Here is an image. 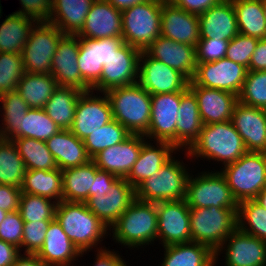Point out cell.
<instances>
[{"instance_id": "1", "label": "cell", "mask_w": 266, "mask_h": 266, "mask_svg": "<svg viewBox=\"0 0 266 266\" xmlns=\"http://www.w3.org/2000/svg\"><path fill=\"white\" fill-rule=\"evenodd\" d=\"M55 219L79 249L81 257L93 251V248H106L102 247L101 242L110 235V229L87 208L85 202L62 200L57 203Z\"/></svg>"}, {"instance_id": "2", "label": "cell", "mask_w": 266, "mask_h": 266, "mask_svg": "<svg viewBox=\"0 0 266 266\" xmlns=\"http://www.w3.org/2000/svg\"><path fill=\"white\" fill-rule=\"evenodd\" d=\"M184 152L187 160L207 159L209 162L210 160L220 162L223 167L237 161L247 150L242 137L230 120L203 125L198 139Z\"/></svg>"}, {"instance_id": "3", "label": "cell", "mask_w": 266, "mask_h": 266, "mask_svg": "<svg viewBox=\"0 0 266 266\" xmlns=\"http://www.w3.org/2000/svg\"><path fill=\"white\" fill-rule=\"evenodd\" d=\"M157 220L156 203L135 199L110 228L109 237L125 248H144L157 241Z\"/></svg>"}, {"instance_id": "4", "label": "cell", "mask_w": 266, "mask_h": 266, "mask_svg": "<svg viewBox=\"0 0 266 266\" xmlns=\"http://www.w3.org/2000/svg\"><path fill=\"white\" fill-rule=\"evenodd\" d=\"M112 107V116L131 134L144 135L151 118V95L138 83L114 87L105 92Z\"/></svg>"}, {"instance_id": "5", "label": "cell", "mask_w": 266, "mask_h": 266, "mask_svg": "<svg viewBox=\"0 0 266 266\" xmlns=\"http://www.w3.org/2000/svg\"><path fill=\"white\" fill-rule=\"evenodd\" d=\"M220 172L238 204L253 200L266 187V153L247 151Z\"/></svg>"}, {"instance_id": "6", "label": "cell", "mask_w": 266, "mask_h": 266, "mask_svg": "<svg viewBox=\"0 0 266 266\" xmlns=\"http://www.w3.org/2000/svg\"><path fill=\"white\" fill-rule=\"evenodd\" d=\"M238 208H190L192 242L208 246L215 252L237 229Z\"/></svg>"}, {"instance_id": "7", "label": "cell", "mask_w": 266, "mask_h": 266, "mask_svg": "<svg viewBox=\"0 0 266 266\" xmlns=\"http://www.w3.org/2000/svg\"><path fill=\"white\" fill-rule=\"evenodd\" d=\"M175 157L174 155L158 172L135 189L136 199L158 203L186 198L187 181L190 176L188 171L190 170L188 164L186 166L183 160L175 159Z\"/></svg>"}, {"instance_id": "8", "label": "cell", "mask_w": 266, "mask_h": 266, "mask_svg": "<svg viewBox=\"0 0 266 266\" xmlns=\"http://www.w3.org/2000/svg\"><path fill=\"white\" fill-rule=\"evenodd\" d=\"M162 0H147L122 11V38L145 51L161 36Z\"/></svg>"}, {"instance_id": "9", "label": "cell", "mask_w": 266, "mask_h": 266, "mask_svg": "<svg viewBox=\"0 0 266 266\" xmlns=\"http://www.w3.org/2000/svg\"><path fill=\"white\" fill-rule=\"evenodd\" d=\"M189 208H238L224 175L220 171L192 173L187 181L186 198Z\"/></svg>"}, {"instance_id": "10", "label": "cell", "mask_w": 266, "mask_h": 266, "mask_svg": "<svg viewBox=\"0 0 266 266\" xmlns=\"http://www.w3.org/2000/svg\"><path fill=\"white\" fill-rule=\"evenodd\" d=\"M64 35L55 25L38 22L21 53L25 72L51 74L52 59Z\"/></svg>"}, {"instance_id": "11", "label": "cell", "mask_w": 266, "mask_h": 266, "mask_svg": "<svg viewBox=\"0 0 266 266\" xmlns=\"http://www.w3.org/2000/svg\"><path fill=\"white\" fill-rule=\"evenodd\" d=\"M247 68L227 58L197 63L189 85L213 88L239 95L246 79Z\"/></svg>"}, {"instance_id": "12", "label": "cell", "mask_w": 266, "mask_h": 266, "mask_svg": "<svg viewBox=\"0 0 266 266\" xmlns=\"http://www.w3.org/2000/svg\"><path fill=\"white\" fill-rule=\"evenodd\" d=\"M156 211L159 244L168 246L192 242L190 208L185 199L158 202Z\"/></svg>"}, {"instance_id": "13", "label": "cell", "mask_w": 266, "mask_h": 266, "mask_svg": "<svg viewBox=\"0 0 266 266\" xmlns=\"http://www.w3.org/2000/svg\"><path fill=\"white\" fill-rule=\"evenodd\" d=\"M124 43L123 38H79L78 67L82 80L91 90L100 81L103 65Z\"/></svg>"}, {"instance_id": "14", "label": "cell", "mask_w": 266, "mask_h": 266, "mask_svg": "<svg viewBox=\"0 0 266 266\" xmlns=\"http://www.w3.org/2000/svg\"><path fill=\"white\" fill-rule=\"evenodd\" d=\"M111 120H113L112 107L107 94L96 92L95 95L93 90H89L81 93L73 124L69 130L83 141Z\"/></svg>"}, {"instance_id": "15", "label": "cell", "mask_w": 266, "mask_h": 266, "mask_svg": "<svg viewBox=\"0 0 266 266\" xmlns=\"http://www.w3.org/2000/svg\"><path fill=\"white\" fill-rule=\"evenodd\" d=\"M150 95L183 92L189 80L179 71L149 56L145 51L139 58L138 82Z\"/></svg>"}, {"instance_id": "16", "label": "cell", "mask_w": 266, "mask_h": 266, "mask_svg": "<svg viewBox=\"0 0 266 266\" xmlns=\"http://www.w3.org/2000/svg\"><path fill=\"white\" fill-rule=\"evenodd\" d=\"M214 253L216 266L223 253L225 266H266V242L238 228Z\"/></svg>"}, {"instance_id": "17", "label": "cell", "mask_w": 266, "mask_h": 266, "mask_svg": "<svg viewBox=\"0 0 266 266\" xmlns=\"http://www.w3.org/2000/svg\"><path fill=\"white\" fill-rule=\"evenodd\" d=\"M181 92L151 95V118L144 136L151 141H165L176 148V123Z\"/></svg>"}, {"instance_id": "18", "label": "cell", "mask_w": 266, "mask_h": 266, "mask_svg": "<svg viewBox=\"0 0 266 266\" xmlns=\"http://www.w3.org/2000/svg\"><path fill=\"white\" fill-rule=\"evenodd\" d=\"M139 49L124 43L103 65L99 83L92 89L106 92L114 87H122L138 82Z\"/></svg>"}, {"instance_id": "19", "label": "cell", "mask_w": 266, "mask_h": 266, "mask_svg": "<svg viewBox=\"0 0 266 266\" xmlns=\"http://www.w3.org/2000/svg\"><path fill=\"white\" fill-rule=\"evenodd\" d=\"M135 199V188L125 178H117L107 194L88 197L85 204L110 229Z\"/></svg>"}, {"instance_id": "20", "label": "cell", "mask_w": 266, "mask_h": 266, "mask_svg": "<svg viewBox=\"0 0 266 266\" xmlns=\"http://www.w3.org/2000/svg\"><path fill=\"white\" fill-rule=\"evenodd\" d=\"M79 37L65 34L59 41L51 64V74L60 87H72L82 92L91 90L82 80L78 67Z\"/></svg>"}, {"instance_id": "21", "label": "cell", "mask_w": 266, "mask_h": 266, "mask_svg": "<svg viewBox=\"0 0 266 266\" xmlns=\"http://www.w3.org/2000/svg\"><path fill=\"white\" fill-rule=\"evenodd\" d=\"M146 140L144 135L131 134L126 140L101 150L92 160L98 169L112 173L118 178H126Z\"/></svg>"}, {"instance_id": "22", "label": "cell", "mask_w": 266, "mask_h": 266, "mask_svg": "<svg viewBox=\"0 0 266 266\" xmlns=\"http://www.w3.org/2000/svg\"><path fill=\"white\" fill-rule=\"evenodd\" d=\"M249 152L266 153V110L237 102L231 119Z\"/></svg>"}, {"instance_id": "23", "label": "cell", "mask_w": 266, "mask_h": 266, "mask_svg": "<svg viewBox=\"0 0 266 266\" xmlns=\"http://www.w3.org/2000/svg\"><path fill=\"white\" fill-rule=\"evenodd\" d=\"M161 36L196 47L200 40L198 15L162 0Z\"/></svg>"}, {"instance_id": "24", "label": "cell", "mask_w": 266, "mask_h": 266, "mask_svg": "<svg viewBox=\"0 0 266 266\" xmlns=\"http://www.w3.org/2000/svg\"><path fill=\"white\" fill-rule=\"evenodd\" d=\"M145 52L182 73L189 81L196 71V47L159 36Z\"/></svg>"}, {"instance_id": "25", "label": "cell", "mask_w": 266, "mask_h": 266, "mask_svg": "<svg viewBox=\"0 0 266 266\" xmlns=\"http://www.w3.org/2000/svg\"><path fill=\"white\" fill-rule=\"evenodd\" d=\"M198 102V109L203 125L223 123L232 119L238 96L227 91L188 85Z\"/></svg>"}, {"instance_id": "26", "label": "cell", "mask_w": 266, "mask_h": 266, "mask_svg": "<svg viewBox=\"0 0 266 266\" xmlns=\"http://www.w3.org/2000/svg\"><path fill=\"white\" fill-rule=\"evenodd\" d=\"M77 36L93 39L122 38V11L106 0H95Z\"/></svg>"}, {"instance_id": "27", "label": "cell", "mask_w": 266, "mask_h": 266, "mask_svg": "<svg viewBox=\"0 0 266 266\" xmlns=\"http://www.w3.org/2000/svg\"><path fill=\"white\" fill-rule=\"evenodd\" d=\"M177 151L178 150L169 142H151V140L147 139L142 144L138 159L125 179L136 189L147 178H150L155 172H158L174 154H178Z\"/></svg>"}, {"instance_id": "28", "label": "cell", "mask_w": 266, "mask_h": 266, "mask_svg": "<svg viewBox=\"0 0 266 266\" xmlns=\"http://www.w3.org/2000/svg\"><path fill=\"white\" fill-rule=\"evenodd\" d=\"M200 39L232 40L238 33V25L232 0H221L198 15Z\"/></svg>"}, {"instance_id": "29", "label": "cell", "mask_w": 266, "mask_h": 266, "mask_svg": "<svg viewBox=\"0 0 266 266\" xmlns=\"http://www.w3.org/2000/svg\"><path fill=\"white\" fill-rule=\"evenodd\" d=\"M48 266H77L81 252L72 243L56 219L50 222L43 246L36 254Z\"/></svg>"}, {"instance_id": "30", "label": "cell", "mask_w": 266, "mask_h": 266, "mask_svg": "<svg viewBox=\"0 0 266 266\" xmlns=\"http://www.w3.org/2000/svg\"><path fill=\"white\" fill-rule=\"evenodd\" d=\"M177 118L176 149L183 152L198 139L203 127L196 96L189 88L181 92Z\"/></svg>"}, {"instance_id": "31", "label": "cell", "mask_w": 266, "mask_h": 266, "mask_svg": "<svg viewBox=\"0 0 266 266\" xmlns=\"http://www.w3.org/2000/svg\"><path fill=\"white\" fill-rule=\"evenodd\" d=\"M46 145L61 171L84 165L92 160L84 142L70 130H60L46 141Z\"/></svg>"}, {"instance_id": "32", "label": "cell", "mask_w": 266, "mask_h": 266, "mask_svg": "<svg viewBox=\"0 0 266 266\" xmlns=\"http://www.w3.org/2000/svg\"><path fill=\"white\" fill-rule=\"evenodd\" d=\"M95 0H53L49 23L64 34L77 35Z\"/></svg>"}, {"instance_id": "33", "label": "cell", "mask_w": 266, "mask_h": 266, "mask_svg": "<svg viewBox=\"0 0 266 266\" xmlns=\"http://www.w3.org/2000/svg\"><path fill=\"white\" fill-rule=\"evenodd\" d=\"M164 257L158 266H214L215 253L206 245L188 242L163 246Z\"/></svg>"}, {"instance_id": "34", "label": "cell", "mask_w": 266, "mask_h": 266, "mask_svg": "<svg viewBox=\"0 0 266 266\" xmlns=\"http://www.w3.org/2000/svg\"><path fill=\"white\" fill-rule=\"evenodd\" d=\"M21 192L46 197L54 202L63 200L62 171L54 170H26Z\"/></svg>"}, {"instance_id": "35", "label": "cell", "mask_w": 266, "mask_h": 266, "mask_svg": "<svg viewBox=\"0 0 266 266\" xmlns=\"http://www.w3.org/2000/svg\"><path fill=\"white\" fill-rule=\"evenodd\" d=\"M38 22L21 14L11 13L0 24V52L21 54Z\"/></svg>"}, {"instance_id": "36", "label": "cell", "mask_w": 266, "mask_h": 266, "mask_svg": "<svg viewBox=\"0 0 266 266\" xmlns=\"http://www.w3.org/2000/svg\"><path fill=\"white\" fill-rule=\"evenodd\" d=\"M98 170L95 162L65 169L62 171L63 200L69 202H85L90 197L95 174Z\"/></svg>"}, {"instance_id": "37", "label": "cell", "mask_w": 266, "mask_h": 266, "mask_svg": "<svg viewBox=\"0 0 266 266\" xmlns=\"http://www.w3.org/2000/svg\"><path fill=\"white\" fill-rule=\"evenodd\" d=\"M58 87L52 74L25 72L16 91L26 101L29 108L44 109L46 102Z\"/></svg>"}, {"instance_id": "38", "label": "cell", "mask_w": 266, "mask_h": 266, "mask_svg": "<svg viewBox=\"0 0 266 266\" xmlns=\"http://www.w3.org/2000/svg\"><path fill=\"white\" fill-rule=\"evenodd\" d=\"M82 91L72 87H58L49 100L44 110L61 130L72 127L75 109Z\"/></svg>"}, {"instance_id": "39", "label": "cell", "mask_w": 266, "mask_h": 266, "mask_svg": "<svg viewBox=\"0 0 266 266\" xmlns=\"http://www.w3.org/2000/svg\"><path fill=\"white\" fill-rule=\"evenodd\" d=\"M0 104V138H21V121L30 109L28 104L16 90L0 95Z\"/></svg>"}, {"instance_id": "40", "label": "cell", "mask_w": 266, "mask_h": 266, "mask_svg": "<svg viewBox=\"0 0 266 266\" xmlns=\"http://www.w3.org/2000/svg\"><path fill=\"white\" fill-rule=\"evenodd\" d=\"M239 33L257 39L266 38L263 0H232Z\"/></svg>"}, {"instance_id": "41", "label": "cell", "mask_w": 266, "mask_h": 266, "mask_svg": "<svg viewBox=\"0 0 266 266\" xmlns=\"http://www.w3.org/2000/svg\"><path fill=\"white\" fill-rule=\"evenodd\" d=\"M26 167L13 140L0 138V185L21 188Z\"/></svg>"}, {"instance_id": "42", "label": "cell", "mask_w": 266, "mask_h": 266, "mask_svg": "<svg viewBox=\"0 0 266 266\" xmlns=\"http://www.w3.org/2000/svg\"><path fill=\"white\" fill-rule=\"evenodd\" d=\"M18 153L24 160L26 170H54L58 168L46 142L33 138H14Z\"/></svg>"}, {"instance_id": "43", "label": "cell", "mask_w": 266, "mask_h": 266, "mask_svg": "<svg viewBox=\"0 0 266 266\" xmlns=\"http://www.w3.org/2000/svg\"><path fill=\"white\" fill-rule=\"evenodd\" d=\"M237 228L266 242V209L253 200L238 204Z\"/></svg>"}, {"instance_id": "44", "label": "cell", "mask_w": 266, "mask_h": 266, "mask_svg": "<svg viewBox=\"0 0 266 266\" xmlns=\"http://www.w3.org/2000/svg\"><path fill=\"white\" fill-rule=\"evenodd\" d=\"M131 133L117 120H111L106 125L92 132L83 140L88 155L93 158L101 150L114 146L126 140Z\"/></svg>"}, {"instance_id": "45", "label": "cell", "mask_w": 266, "mask_h": 266, "mask_svg": "<svg viewBox=\"0 0 266 266\" xmlns=\"http://www.w3.org/2000/svg\"><path fill=\"white\" fill-rule=\"evenodd\" d=\"M60 130L44 109L30 108L21 121V138H33L46 142Z\"/></svg>"}, {"instance_id": "46", "label": "cell", "mask_w": 266, "mask_h": 266, "mask_svg": "<svg viewBox=\"0 0 266 266\" xmlns=\"http://www.w3.org/2000/svg\"><path fill=\"white\" fill-rule=\"evenodd\" d=\"M57 202L28 193H21L19 212L24 222L54 220Z\"/></svg>"}, {"instance_id": "47", "label": "cell", "mask_w": 266, "mask_h": 266, "mask_svg": "<svg viewBox=\"0 0 266 266\" xmlns=\"http://www.w3.org/2000/svg\"><path fill=\"white\" fill-rule=\"evenodd\" d=\"M238 101L266 110V71H247Z\"/></svg>"}, {"instance_id": "48", "label": "cell", "mask_w": 266, "mask_h": 266, "mask_svg": "<svg viewBox=\"0 0 266 266\" xmlns=\"http://www.w3.org/2000/svg\"><path fill=\"white\" fill-rule=\"evenodd\" d=\"M24 73L21 54L0 52V95L15 91Z\"/></svg>"}, {"instance_id": "49", "label": "cell", "mask_w": 266, "mask_h": 266, "mask_svg": "<svg viewBox=\"0 0 266 266\" xmlns=\"http://www.w3.org/2000/svg\"><path fill=\"white\" fill-rule=\"evenodd\" d=\"M257 38L238 33L229 41L225 58L243 65L247 69L253 52L258 43Z\"/></svg>"}, {"instance_id": "50", "label": "cell", "mask_w": 266, "mask_h": 266, "mask_svg": "<svg viewBox=\"0 0 266 266\" xmlns=\"http://www.w3.org/2000/svg\"><path fill=\"white\" fill-rule=\"evenodd\" d=\"M51 221L53 220L24 222L20 253L22 250L24 251L23 254L38 253L43 246L45 233Z\"/></svg>"}, {"instance_id": "51", "label": "cell", "mask_w": 266, "mask_h": 266, "mask_svg": "<svg viewBox=\"0 0 266 266\" xmlns=\"http://www.w3.org/2000/svg\"><path fill=\"white\" fill-rule=\"evenodd\" d=\"M24 221L19 211L8 212L0 223V240L21 250Z\"/></svg>"}, {"instance_id": "52", "label": "cell", "mask_w": 266, "mask_h": 266, "mask_svg": "<svg viewBox=\"0 0 266 266\" xmlns=\"http://www.w3.org/2000/svg\"><path fill=\"white\" fill-rule=\"evenodd\" d=\"M229 40L200 39L196 46L197 63L213 62L225 58Z\"/></svg>"}, {"instance_id": "53", "label": "cell", "mask_w": 266, "mask_h": 266, "mask_svg": "<svg viewBox=\"0 0 266 266\" xmlns=\"http://www.w3.org/2000/svg\"><path fill=\"white\" fill-rule=\"evenodd\" d=\"M21 9L13 13L21 14L37 22H49L53 0H19Z\"/></svg>"}, {"instance_id": "54", "label": "cell", "mask_w": 266, "mask_h": 266, "mask_svg": "<svg viewBox=\"0 0 266 266\" xmlns=\"http://www.w3.org/2000/svg\"><path fill=\"white\" fill-rule=\"evenodd\" d=\"M21 189L10 185H0V209L6 212L19 211Z\"/></svg>"}, {"instance_id": "55", "label": "cell", "mask_w": 266, "mask_h": 266, "mask_svg": "<svg viewBox=\"0 0 266 266\" xmlns=\"http://www.w3.org/2000/svg\"><path fill=\"white\" fill-rule=\"evenodd\" d=\"M118 177L105 170L98 169L95 174V180L90 188V197L92 196H104L110 190L111 185Z\"/></svg>"}, {"instance_id": "56", "label": "cell", "mask_w": 266, "mask_h": 266, "mask_svg": "<svg viewBox=\"0 0 266 266\" xmlns=\"http://www.w3.org/2000/svg\"><path fill=\"white\" fill-rule=\"evenodd\" d=\"M174 6H177L188 13L200 15L217 5L221 0H168Z\"/></svg>"}, {"instance_id": "57", "label": "cell", "mask_w": 266, "mask_h": 266, "mask_svg": "<svg viewBox=\"0 0 266 266\" xmlns=\"http://www.w3.org/2000/svg\"><path fill=\"white\" fill-rule=\"evenodd\" d=\"M95 253V261L92 264L93 266H129L127 265L125 259H123L122 255L120 256L119 251H111L109 248H103L99 250H94ZM84 266V265H83Z\"/></svg>"}, {"instance_id": "58", "label": "cell", "mask_w": 266, "mask_h": 266, "mask_svg": "<svg viewBox=\"0 0 266 266\" xmlns=\"http://www.w3.org/2000/svg\"><path fill=\"white\" fill-rule=\"evenodd\" d=\"M247 70L266 71V38L258 40Z\"/></svg>"}, {"instance_id": "59", "label": "cell", "mask_w": 266, "mask_h": 266, "mask_svg": "<svg viewBox=\"0 0 266 266\" xmlns=\"http://www.w3.org/2000/svg\"><path fill=\"white\" fill-rule=\"evenodd\" d=\"M20 254L19 248L0 240V266H12Z\"/></svg>"}, {"instance_id": "60", "label": "cell", "mask_w": 266, "mask_h": 266, "mask_svg": "<svg viewBox=\"0 0 266 266\" xmlns=\"http://www.w3.org/2000/svg\"><path fill=\"white\" fill-rule=\"evenodd\" d=\"M12 266H48L36 254H20Z\"/></svg>"}, {"instance_id": "61", "label": "cell", "mask_w": 266, "mask_h": 266, "mask_svg": "<svg viewBox=\"0 0 266 266\" xmlns=\"http://www.w3.org/2000/svg\"><path fill=\"white\" fill-rule=\"evenodd\" d=\"M117 10L123 11L136 4L146 2L147 0H106Z\"/></svg>"}, {"instance_id": "62", "label": "cell", "mask_w": 266, "mask_h": 266, "mask_svg": "<svg viewBox=\"0 0 266 266\" xmlns=\"http://www.w3.org/2000/svg\"><path fill=\"white\" fill-rule=\"evenodd\" d=\"M254 200L266 209V187L256 196Z\"/></svg>"}, {"instance_id": "63", "label": "cell", "mask_w": 266, "mask_h": 266, "mask_svg": "<svg viewBox=\"0 0 266 266\" xmlns=\"http://www.w3.org/2000/svg\"><path fill=\"white\" fill-rule=\"evenodd\" d=\"M8 212L0 209V223L4 220Z\"/></svg>"}, {"instance_id": "64", "label": "cell", "mask_w": 266, "mask_h": 266, "mask_svg": "<svg viewBox=\"0 0 266 266\" xmlns=\"http://www.w3.org/2000/svg\"><path fill=\"white\" fill-rule=\"evenodd\" d=\"M263 12L266 20V2H263Z\"/></svg>"}, {"instance_id": "65", "label": "cell", "mask_w": 266, "mask_h": 266, "mask_svg": "<svg viewBox=\"0 0 266 266\" xmlns=\"http://www.w3.org/2000/svg\"><path fill=\"white\" fill-rule=\"evenodd\" d=\"M2 5H1V2H0V18H1V16H2Z\"/></svg>"}]
</instances>
